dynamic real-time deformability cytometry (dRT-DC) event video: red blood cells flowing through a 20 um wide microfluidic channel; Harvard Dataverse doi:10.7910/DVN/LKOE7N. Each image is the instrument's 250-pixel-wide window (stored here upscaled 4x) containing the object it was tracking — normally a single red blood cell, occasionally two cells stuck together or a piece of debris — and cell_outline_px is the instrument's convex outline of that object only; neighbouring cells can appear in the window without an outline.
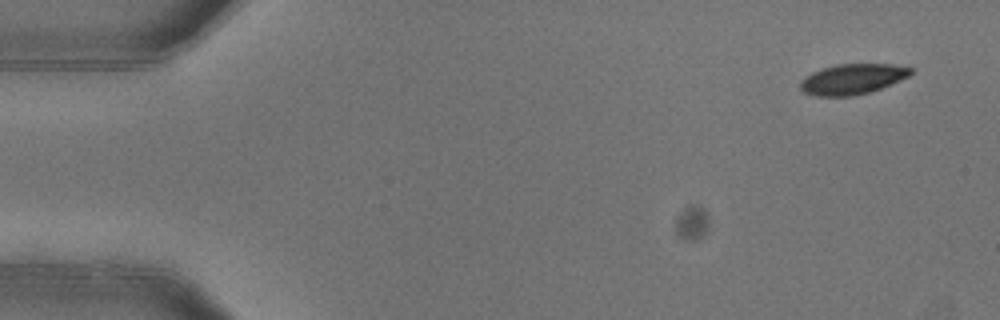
{"species": "common noctule bat (a hibernating species)", "species_latin": "Nyctalus noctula", "temperature_condition": "warm", "stored_images_in_passage": 5, "camera_frame_rate_fps": 3000, "um_per_image_px": 0.085, "animal": {"sex": "female"}, "frame": {"image": 1, "passage_image": 1, "time_ms": 0.0, "image_size_px": [1000, 320], "cell_outline_px": [[912, 72], [908, 76], [900, 80], [872, 92], [852, 96], [816, 96], [804, 92], [800, 88], [800, 80], [804, 76], [812, 72], [836, 64], [892, 64], [912, 68]], "centroid_in_image_um": [72.43, 6.73], "position_along_channel_um": 12.6, "area_um2": 19.59}}
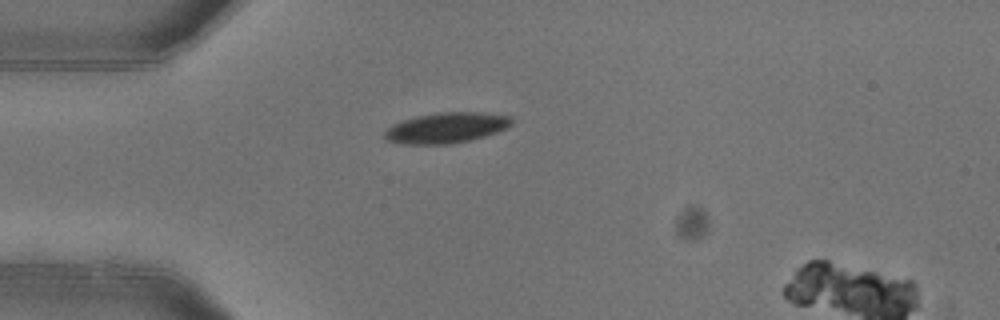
{"frame": {"image": 2, "passage_image": 4, "time_ms": 1.0, "image_size_px": [1000, 320], "cell_outline_px": [[512, 124], [496, 132], [484, 136], [468, 140], [448, 144], [400, 144], [388, 140], [384, 136], [384, 132], [392, 124], [416, 116], [436, 112], [484, 112], [512, 116]], "centroid_in_image_um": [37.93, 10.85], "position_along_channel_um": 47.1, "area_um2": 22.54}}